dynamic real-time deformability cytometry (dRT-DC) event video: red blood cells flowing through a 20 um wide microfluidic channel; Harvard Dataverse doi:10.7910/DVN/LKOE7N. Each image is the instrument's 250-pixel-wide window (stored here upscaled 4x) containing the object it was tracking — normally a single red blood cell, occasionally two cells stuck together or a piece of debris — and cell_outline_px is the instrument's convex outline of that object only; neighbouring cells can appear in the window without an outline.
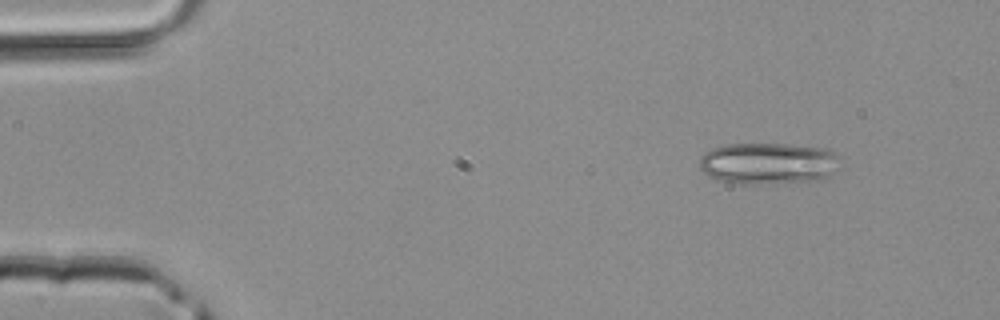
{"species": "common noctule bat (a hibernating species)", "species_latin": "Nyctalus noctula", "temperature_condition": "room temperature", "stored_images_in_passage": 3, "camera_frame_rate_fps": 3000, "um_per_image_px": 0.085, "animal": {"sex": "male", "body_mass_g": 20.4}, "frame": {"image": 1, "passage_image": 1, "time_ms": 0.0, "image_size_px": [1000, 320], "cell_outline_px": [[836, 156], [832, 172], [828, 176], [808, 180], [756, 184], [744, 184], [716, 180], [708, 176], [700, 168], [700, 160], [704, 152], [712, 148], [724, 144], [788, 144], [828, 148], [836, 152]], "centroid_in_image_um": [65.2, 13.86], "position_along_channel_um": 19.8, "area_um2": 33.58}}